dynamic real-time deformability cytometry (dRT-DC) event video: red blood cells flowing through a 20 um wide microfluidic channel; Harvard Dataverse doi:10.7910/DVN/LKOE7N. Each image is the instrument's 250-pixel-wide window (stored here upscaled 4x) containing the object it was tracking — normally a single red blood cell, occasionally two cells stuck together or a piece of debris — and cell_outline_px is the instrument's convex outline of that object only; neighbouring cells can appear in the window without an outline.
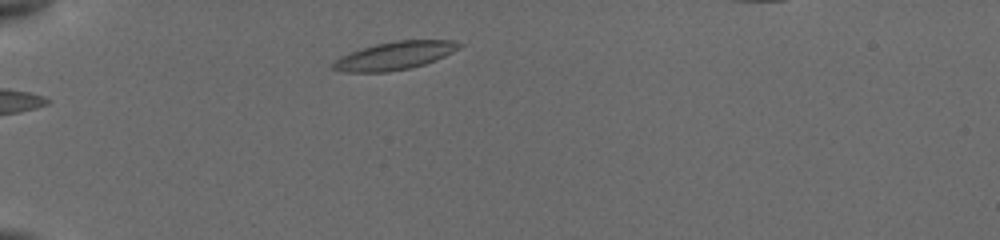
{"species": "common noctule bat (a hibernating species)", "species_latin": "Nyctalus noctula", "temperature_condition": "cold", "stored_images_in_passage": 67, "camera_frame_rate_fps": 3000, "um_per_image_px": 0.085, "animal": {"sex": "female", "body_mass_g": 19.5, "forearm_length_mm": 54.1}, "frame": {"image": 1, "passage_image": 28, "time_ms": 4.0, "image_size_px": [1000, 240], "cell_outline_px": [[464, 44], [460, 48], [436, 60], [424, 64], [408, 68], [388, 72], [344, 72], [332, 68], [332, 64], [340, 56], [376, 44], [396, 40], [452, 40]], "centroid_in_image_um": [33.58, 4.73], "position_along_channel_um": 51.4, "area_um2": 20.4}}
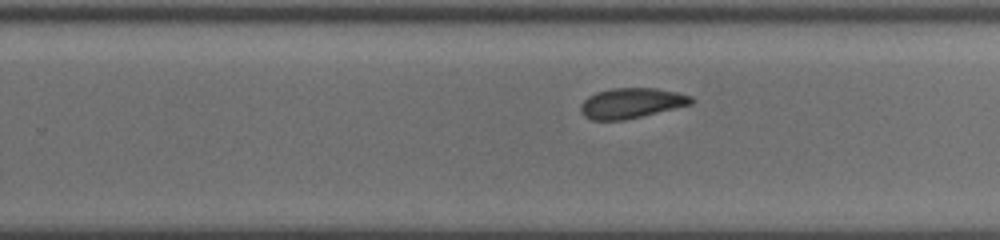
{"frame": {"image": 2, "passage_image": 52, "time_ms": 9.0, "image_size_px": [1000, 240], "cell_outline_px": [[696, 100], [692, 104], [624, 120], [592, 120], [584, 116], [580, 112], [580, 104], [588, 96], [596, 92], [612, 88], [656, 88], [680, 92], [692, 96]], "centroid_in_image_um": [53.68, 8.75], "position_along_channel_um": 276.1, "area_um2": 19.65}}
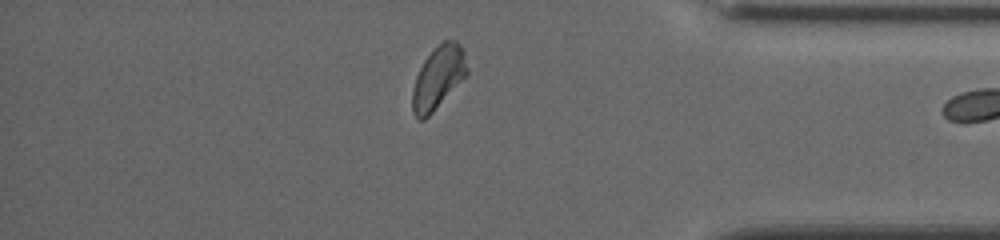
{"frame": {"image": 3, "passage_image": 66, "time_ms": 12.667, "image_size_px": [1000, 240], "cell_outline_px": [[468, 72], [432, 112], [424, 120], [416, 120], [412, 112], [412, 88], [416, 76], [424, 60], [432, 48], [444, 40], [456, 40], [460, 44], [464, 52], [468, 68]], "centroid_in_image_um": [37.21, 6.57], "position_along_channel_um": 398.0, "area_um2": 19.88}}